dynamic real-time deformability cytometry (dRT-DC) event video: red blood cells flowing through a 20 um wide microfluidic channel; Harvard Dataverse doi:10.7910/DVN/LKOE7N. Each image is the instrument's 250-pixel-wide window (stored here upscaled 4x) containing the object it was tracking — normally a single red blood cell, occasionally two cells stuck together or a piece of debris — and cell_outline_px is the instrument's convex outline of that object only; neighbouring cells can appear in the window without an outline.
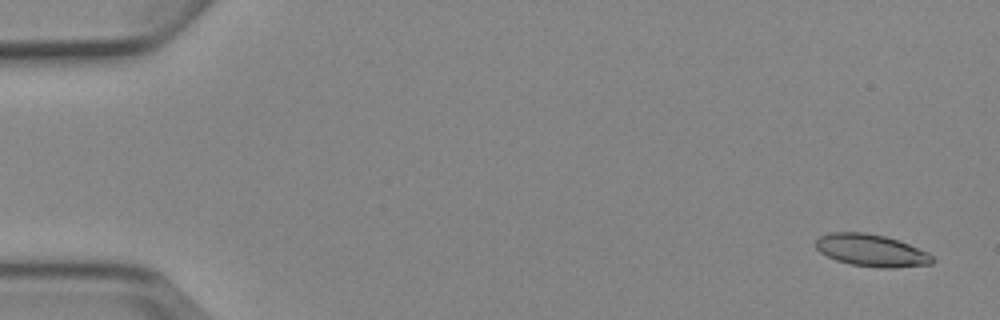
{"species": "Egyptian fruit bat (a non-hibernating species)", "species_latin": "Rousettus aegyptiacus", "temperature_condition": "cold", "stored_images_in_passage": 5, "camera_frame_rate_fps": 3000, "um_per_image_px": 0.085, "animal": {"sex": "female"}, "frame": {"image": 1, "passage_image": 1, "time_ms": 0.0, "image_size_px": [1000, 320], "cell_outline_px": [[936, 260], [932, 264], [892, 268], [880, 268], [852, 264], [836, 260], [820, 252], [816, 248], [816, 240], [820, 236], [832, 232], [864, 232], [884, 236], [908, 244], [928, 252]], "centroid_in_image_um": [74.08, 21.29], "position_along_channel_um": 10.9, "area_um2": 21.73}}